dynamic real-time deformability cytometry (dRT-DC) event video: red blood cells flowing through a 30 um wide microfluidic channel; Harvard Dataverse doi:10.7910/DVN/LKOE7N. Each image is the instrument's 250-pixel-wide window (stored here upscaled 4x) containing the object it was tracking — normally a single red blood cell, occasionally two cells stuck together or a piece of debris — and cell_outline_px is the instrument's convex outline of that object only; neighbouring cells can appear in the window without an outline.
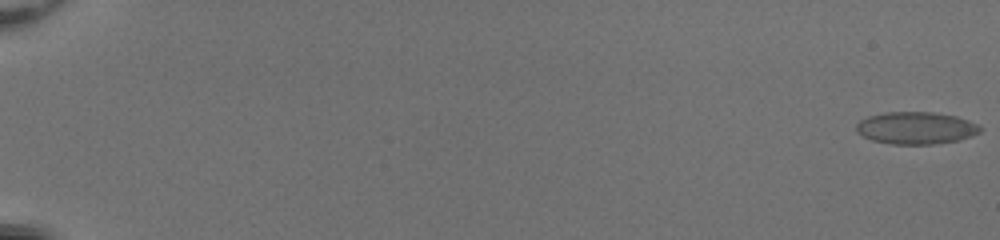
{"species": "common noctule bat (a hibernating species)", "species_latin": "Nyctalus noctula", "temperature_condition": "room temperature", "stored_images_in_passage": 55, "camera_frame_rate_fps": 3000, "um_per_image_px": 0.085, "animal": {"sex": "female", "body_mass_g": 20.0, "forearm_length_mm": 54.0}, "frame": {"image": 1, "passage_image": 1, "time_ms": 0.0, "image_size_px": [1000, 240], "cell_outline_px": [[984, 128], [980, 132], [972, 136], [956, 140], [932, 144], [892, 144], [872, 140], [856, 132], [856, 124], [860, 120], [868, 116], [884, 112], [932, 112], [956, 116], [980, 124]], "centroid_in_image_um": [77.87, 10.87], "position_along_channel_um": 7.1, "area_um2": 23.35}}
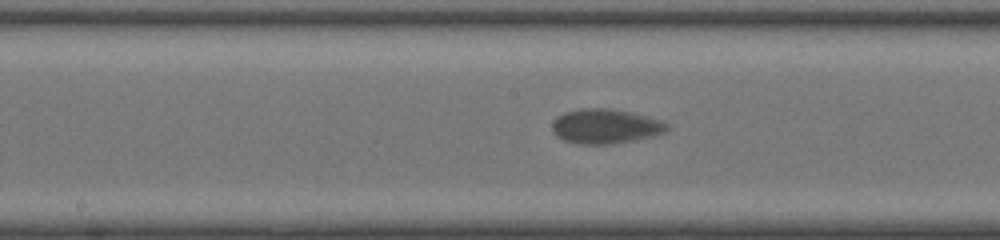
{"frame": {"image": 2, "passage_image": 32, "time_ms": 10.333, "image_size_px": [1000, 240], "cell_outline_px": [[668, 128], [664, 132], [652, 136], [636, 140], [612, 144], [580, 144], [564, 140], [556, 136], [552, 128], [552, 124], [556, 116], [564, 112], [580, 108], [608, 108], [632, 112], [664, 120], [668, 124]], "centroid_in_image_um": [51.47, 10.72], "position_along_channel_um": 196.7, "area_um2": 23.41}}
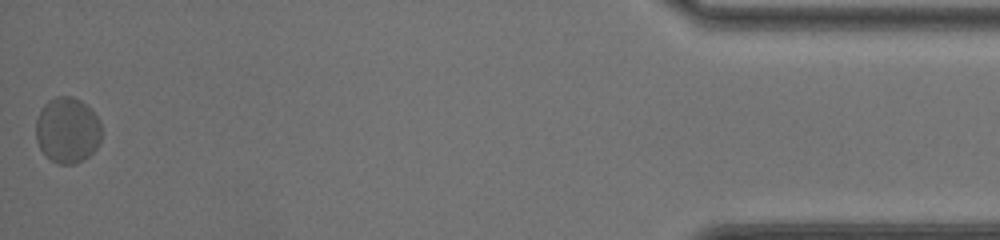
{"frame": {"image": 3, "passage_image": 55, "time_ms": 18.0, "image_size_px": [1000, 240], "cell_outline_px": [[100, 140], [96, 148], [84, 160], [76, 164], [56, 164], [40, 148], [36, 140], [36, 120], [40, 108], [48, 100], [56, 96], [72, 96], [80, 100], [100, 120]], "centroid_in_image_um": [5.71, 11.06], "position_along_channel_um": 429.5, "area_um2": 25.14}, "authors_computed_cell_mechanics": {"area_um2": 22.831, "velocity_mm_per_s": 4.0335, "shape_relaxation_time_tau1_ms": 8.6316, "shape_relaxation_time_tau2_ms": null, "deformation_change_tau1": 0.1757, "deformation_change_tau2": null}}